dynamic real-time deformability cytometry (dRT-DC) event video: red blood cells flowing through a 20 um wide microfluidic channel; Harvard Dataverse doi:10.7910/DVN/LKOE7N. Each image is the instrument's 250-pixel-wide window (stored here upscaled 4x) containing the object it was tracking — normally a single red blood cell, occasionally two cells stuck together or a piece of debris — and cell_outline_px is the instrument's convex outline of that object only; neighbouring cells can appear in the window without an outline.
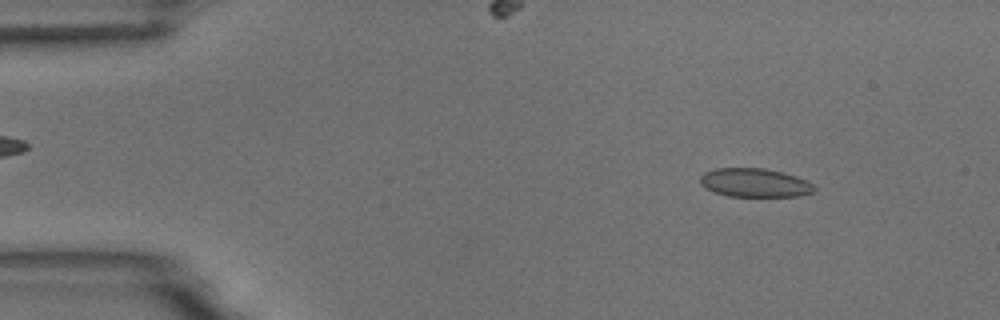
{"species": "common noctule bat (a hibernating species)", "species_latin": "Nyctalus noctula", "temperature_condition": "room temperature", "stored_images_in_passage": 54, "camera_frame_rate_fps": 3000, "um_per_image_px": 0.085, "animal": {"sex": "male", "body_mass_g": 18.8}, "frame": {"image": 1, "passage_image": 7, "time_ms": 2.0, "image_size_px": [1000, 320], "cell_outline_px": [[816, 188], [812, 192], [800, 196], [728, 196], [712, 192], [704, 188], [700, 184], [700, 176], [704, 172], [716, 168], [764, 168], [796, 176], [812, 184]], "centroid_in_image_um": [64.09, 15.53], "position_along_channel_um": 20.9, "area_um2": 19.07}}
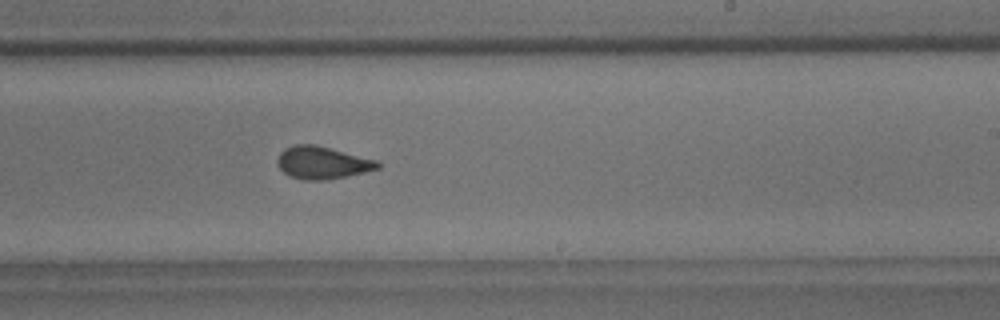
{"frame": {"image": 2, "passage_image": 33, "time_ms": 10.667, "image_size_px": [1000, 320], "cell_outline_px": [[380, 168], [364, 172], [324, 180], [308, 180], [288, 176], [280, 168], [276, 160], [280, 152], [284, 148], [296, 144], [316, 144], [376, 160], [380, 164]], "centroid_in_image_um": [27.36, 13.81], "position_along_channel_um": 261.6, "area_um2": 18.84}}
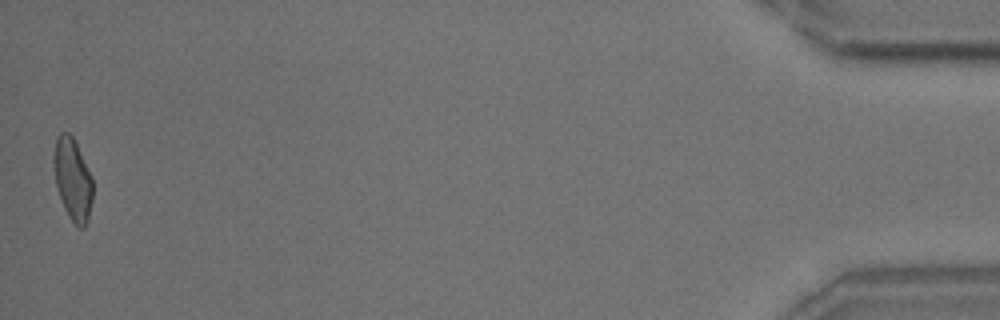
{"frame": {"image": 3, "passage_image": 54, "time_ms": 17.667, "image_size_px": [1000, 320], "cell_outline_px": [[92, 200], [88, 220], [84, 228], [80, 228], [68, 216], [64, 208], [56, 184], [52, 160], [56, 136], [60, 132], [68, 132], [72, 136], [92, 176]], "centroid_in_image_um": [6.16, 15.22], "position_along_channel_um": 429.0, "area_um2": 18.61}, "authors_computed_cell_mechanics": {"area_um2": 19.0451, "velocity_mm_per_s": 3.7236, "shape_relaxation_time_tau1_ms": 8.6016, "shape_relaxation_time_tau2_ms": 1.1251, "deformation_change_tau1": 0.1667, "deformation_change_tau2": 0.0704}}